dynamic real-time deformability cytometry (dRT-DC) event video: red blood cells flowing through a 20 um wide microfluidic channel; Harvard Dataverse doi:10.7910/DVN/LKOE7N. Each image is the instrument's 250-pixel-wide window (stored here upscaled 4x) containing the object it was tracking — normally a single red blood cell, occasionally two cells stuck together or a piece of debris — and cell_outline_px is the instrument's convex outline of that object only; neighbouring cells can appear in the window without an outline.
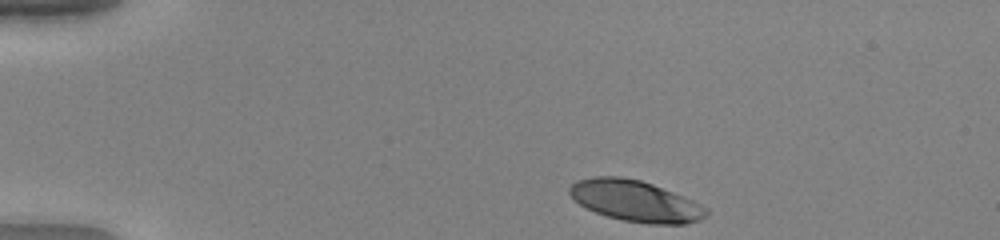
{"species": "human", "species_latin": "Homo sapiens", "temperature_condition": "warm", "stored_images_in_passage": 38, "camera_frame_rate_fps": 3000, "um_per_image_px": 0.085, "donor": {"sex": "female"}, "frame": {"image": 1, "passage_image": 1, "time_ms": 0.0, "image_size_px": [1000, 240], "cell_outline_px": [[708, 216], [700, 220], [684, 224], [648, 224], [624, 220], [608, 216], [596, 212], [580, 204], [568, 192], [568, 188], [576, 180], [596, 176], [620, 176], [640, 180], [652, 184], [684, 196], [708, 208]], "centroid_in_image_um": [54.04, 17.08], "position_along_channel_um": 31.0, "area_um2": 32.66}}
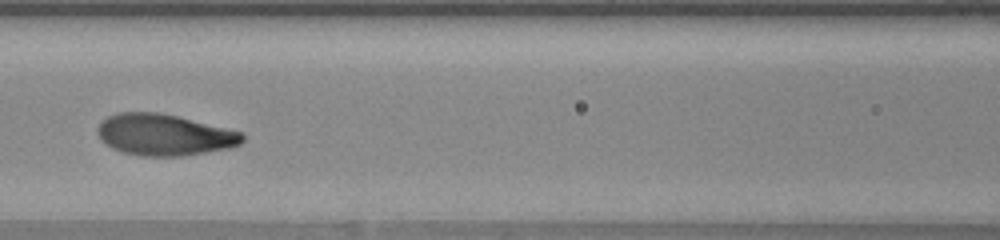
{"frame": {"image": 2, "passage_image": 16, "time_ms": 5.0, "image_size_px": [1000, 240], "cell_outline_px": [[244, 140], [240, 144], [228, 148], [180, 156], [144, 156], [124, 152], [112, 148], [104, 144], [100, 140], [96, 132], [96, 128], [100, 120], [108, 116], [120, 112], [160, 112], [244, 132]], "centroid_in_image_um": [13.92, 11.44], "position_along_channel_um": 152.7, "area_um2": 35.08}}
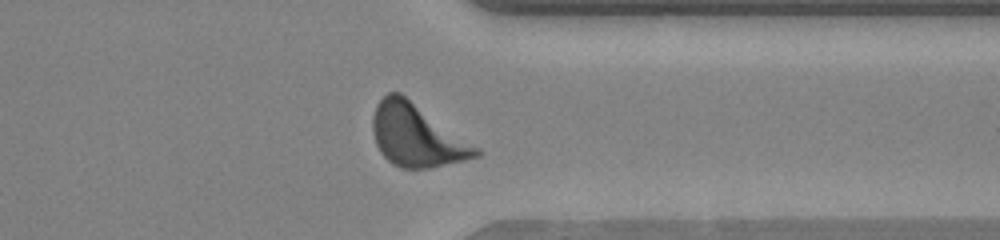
{"frame": {"image": 3, "passage_image": 33, "time_ms": 10.667, "image_size_px": [1000, 240], "cell_outline_px": [[480, 156], [464, 160], [428, 168], [400, 168], [392, 164], [380, 152], [376, 144], [372, 132], [372, 116], [376, 104], [388, 92], [400, 92], [480, 148]], "centroid_in_image_um": [35.39, 11.51], "position_along_channel_um": 376.0, "area_um2": 37.45}, "authors_computed_cell_mechanics": {"area_um2": 34.5933, "velocity_mm_per_s": 3.9636, "shape_relaxation_time_tau1_ms": 2.2415, "shape_relaxation_time_tau2_ms": null, "deformation_change_tau1": 0.1874, "deformation_change_tau2": null}}